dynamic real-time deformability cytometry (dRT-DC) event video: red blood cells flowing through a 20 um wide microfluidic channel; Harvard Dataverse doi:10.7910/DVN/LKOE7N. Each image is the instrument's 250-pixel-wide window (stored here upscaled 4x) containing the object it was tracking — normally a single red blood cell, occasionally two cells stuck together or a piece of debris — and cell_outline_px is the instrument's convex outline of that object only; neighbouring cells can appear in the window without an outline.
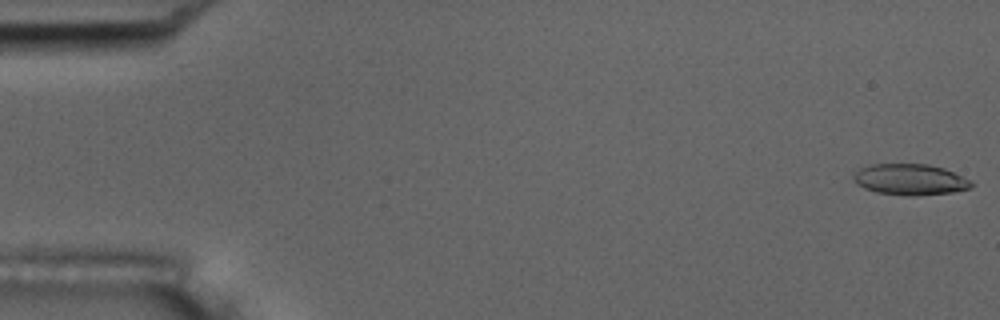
{"species": "common noctule bat (a hibernating species)", "species_latin": "Nyctalus noctula", "temperature_condition": "room temperature", "stored_images_in_passage": 56, "camera_frame_rate_fps": 3000, "um_per_image_px": 0.085, "animal": {"sex": "male", "body_mass_g": 17.5, "forearm_length_mm": 52.3}, "frame": {"image": 1, "passage_image": 1, "time_ms": 0.0, "image_size_px": [1000, 320], "cell_outline_px": [[972, 188], [952, 192], [916, 196], [904, 196], [876, 192], [864, 188], [856, 184], [852, 176], [860, 168], [872, 164], [928, 164], [944, 168], [972, 180]], "centroid_in_image_um": [77.37, 15.26], "position_along_channel_um": 7.6, "area_um2": 21.5}}
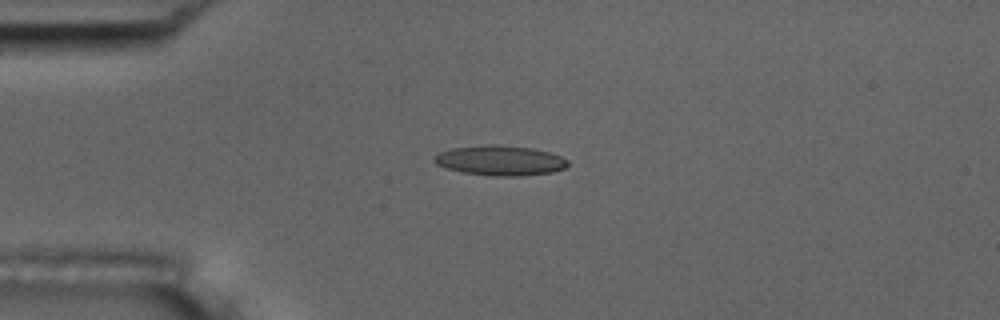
{"frame": {"image": 2, "passage_image": 14, "time_ms": 4.333, "image_size_px": [1000, 320], "cell_outline_px": [[568, 164], [564, 168], [552, 172], [520, 176], [492, 176], [460, 172], [444, 168], [436, 164], [432, 160], [432, 156], [440, 152], [452, 148], [484, 144], [500, 144], [532, 148], [548, 152], [560, 156], [568, 160]], "centroid_in_image_um": [42.45, 13.64], "position_along_channel_um": 42.6, "area_um2": 23.64}}
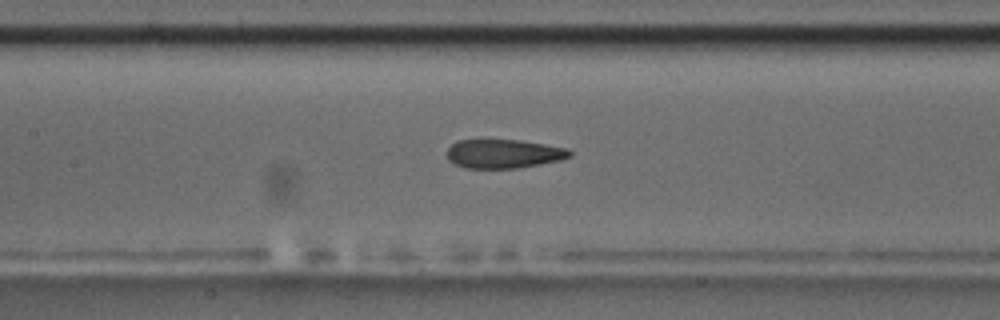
{"frame": {"image": 3, "passage_image": 26, "time_ms": 8.333, "image_size_px": [1000, 320], "cell_outline_px": [[572, 156], [560, 160], [540, 164], [516, 168], [464, 168], [448, 160], [448, 148], [456, 140], [488, 136], [520, 140], [568, 148], [572, 152]], "centroid_in_image_um": [42.77, 13.01], "position_along_channel_um": 164.6, "area_um2": 21.56}, "authors_computed_cell_mechanics": {"area_um2": 21.9351, "velocity_mm_per_s": 3.6181, "shape_relaxation_time_tau1_ms": null, "shape_relaxation_time_tau2_ms": 2.0361, "deformation_change_tau1": null, "deformation_change_tau2": 0.0963}}